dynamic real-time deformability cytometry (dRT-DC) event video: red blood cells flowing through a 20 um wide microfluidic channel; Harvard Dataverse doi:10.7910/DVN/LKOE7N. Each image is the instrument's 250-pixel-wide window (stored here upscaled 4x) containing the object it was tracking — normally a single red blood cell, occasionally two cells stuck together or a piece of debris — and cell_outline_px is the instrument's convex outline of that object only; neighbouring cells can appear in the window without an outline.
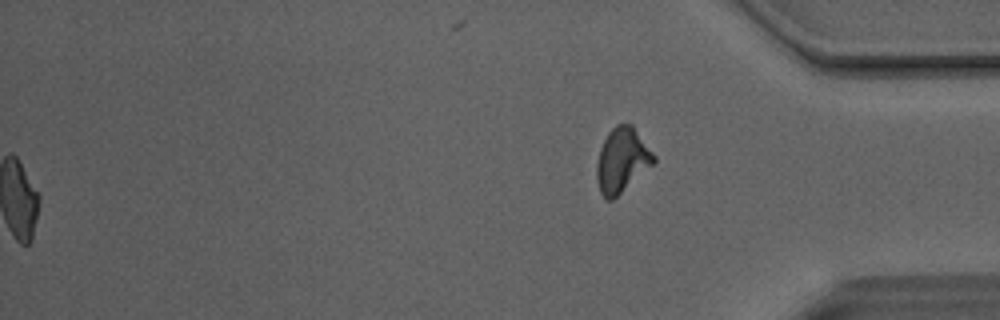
{"species": "Egyptian fruit bat (a non-hibernating species)", "species_latin": "Rousettus aegyptiacus", "temperature_condition": "room temperature", "stored_images_in_passage": 50, "segment_of_instrument_passage": [2, 2], "camera_frame_rate_fps": 3000, "um_per_image_px": 0.085, "animal": {"sex": "male"}, "frame": {"image": 1, "passage_image": 50, "time_ms": 16.333, "image_size_px": [1000, 320], "cell_outline_px": [[656, 160], [652, 164], [612, 200], [608, 200], [600, 192], [596, 180], [596, 164], [600, 148], [608, 132], [616, 124], [632, 124], [656, 156]], "centroid_in_image_um": [52.85, 13.59], "position_along_channel_um": 382.4, "area_um2": 21.15}}